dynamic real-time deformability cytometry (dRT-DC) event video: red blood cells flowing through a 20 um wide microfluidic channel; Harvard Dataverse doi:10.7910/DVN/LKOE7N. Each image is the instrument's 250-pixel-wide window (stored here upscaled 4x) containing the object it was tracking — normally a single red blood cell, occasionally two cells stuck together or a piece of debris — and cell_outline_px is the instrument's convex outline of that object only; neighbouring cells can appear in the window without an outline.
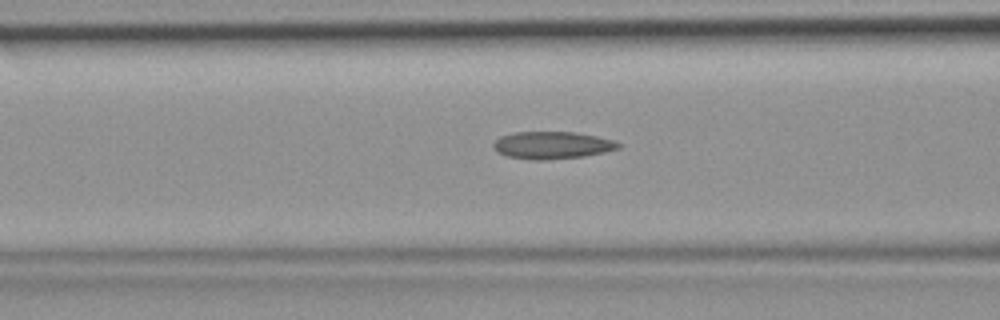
{"species": "common noctule bat (a hibernating species)", "species_latin": "Nyctalus noctula", "temperature_condition": "room temperature", "stored_images_in_passage": 37, "camera_frame_rate_fps": 3000, "um_per_image_px": 0.085, "animal": {"sex": "female", "body_mass_g": 19.9}, "frame": {"image": 1, "passage_image": 17, "time_ms": 5.333, "image_size_px": [1000, 320], "cell_outline_px": [[620, 148], [604, 152], [584, 156], [540, 160], [532, 160], [508, 156], [496, 152], [492, 148], [492, 144], [500, 136], [516, 132], [572, 132], [596, 136], [612, 140], [620, 144]], "centroid_in_image_um": [46.88, 12.34], "position_along_channel_um": 119.7, "area_um2": 19.77}}
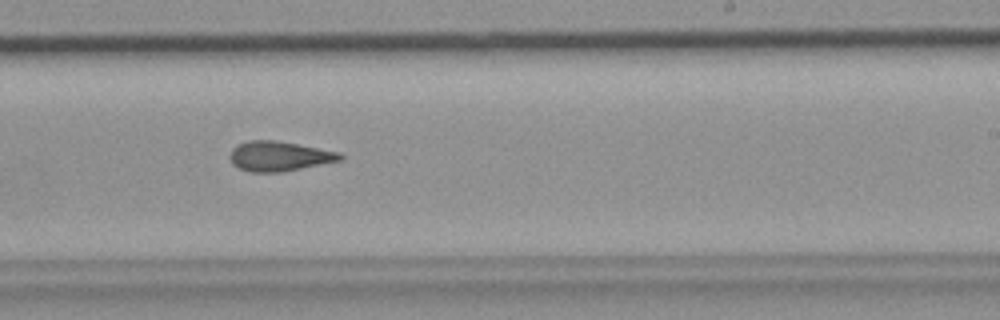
{"frame": {"image": 2, "passage_image": 27, "time_ms": 8.667, "image_size_px": [1000, 320], "cell_outline_px": [[344, 160], [280, 172], [252, 172], [240, 168], [232, 164], [228, 156], [232, 148], [248, 140], [276, 140], [340, 152], [344, 156]], "centroid_in_image_um": [23.74, 13.27], "position_along_channel_um": 265.3, "area_um2": 19.19}}